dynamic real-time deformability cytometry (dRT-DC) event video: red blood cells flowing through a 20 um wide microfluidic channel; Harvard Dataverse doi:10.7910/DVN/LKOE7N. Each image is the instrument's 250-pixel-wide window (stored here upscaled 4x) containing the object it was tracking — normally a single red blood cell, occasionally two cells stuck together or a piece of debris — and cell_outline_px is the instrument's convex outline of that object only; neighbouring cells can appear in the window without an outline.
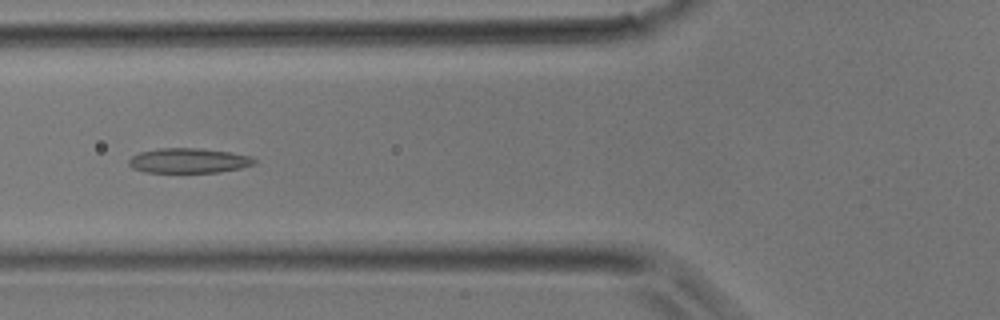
{"species": "common noctule bat (a hibernating species)", "species_latin": "Nyctalus noctula", "temperature_condition": "room temperature", "stored_images_in_passage": 32, "camera_frame_rate_fps": 3000, "um_per_image_px": 0.085, "animal": {"sex": "male", "body_mass_g": 17.9}, "frame": {"image": 1, "passage_image": 7, "time_ms": 2.0, "image_size_px": [1000, 320], "cell_outline_px": [[256, 164], [240, 168], [220, 172], [144, 172], [132, 168], [128, 164], [128, 160], [132, 156], [140, 152], [160, 148], [196, 148], [228, 152], [252, 156], [256, 160]], "centroid_in_image_um": [16.03, 13.65], "position_along_channel_um": 109.8, "area_um2": 18.15}}
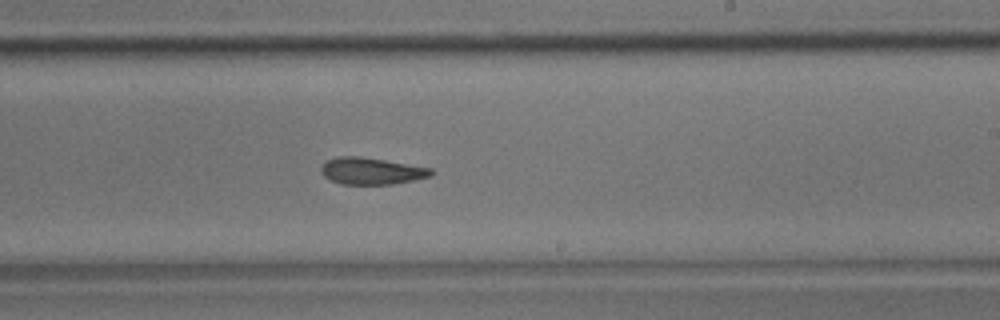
{"frame": {"image": 2, "passage_image": 16, "time_ms": 5.0, "image_size_px": [1000, 320], "cell_outline_px": [[436, 172], [432, 176], [392, 184], [340, 184], [324, 176], [320, 172], [320, 168], [324, 160], [336, 156], [360, 156], [432, 168]], "centroid_in_image_um": [31.55, 14.52], "position_along_channel_um": 257.5, "area_um2": 17.34}}
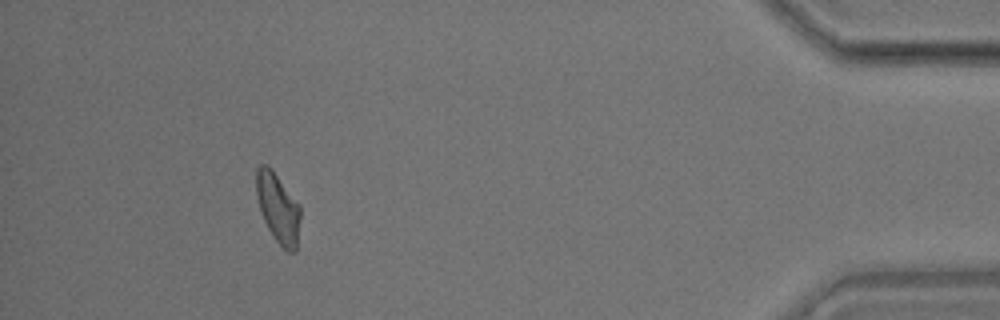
{"frame": {"image": 3, "passage_image": 29, "time_ms": 9.333, "image_size_px": [1000, 320], "cell_outline_px": [[300, 216], [296, 252], [288, 252], [272, 236], [260, 212], [256, 196], [256, 168], [260, 164], [268, 164], [272, 168], [300, 204]], "centroid_in_image_um": [23.62, 17.63], "position_along_channel_um": 411.6, "area_um2": 18.15}}